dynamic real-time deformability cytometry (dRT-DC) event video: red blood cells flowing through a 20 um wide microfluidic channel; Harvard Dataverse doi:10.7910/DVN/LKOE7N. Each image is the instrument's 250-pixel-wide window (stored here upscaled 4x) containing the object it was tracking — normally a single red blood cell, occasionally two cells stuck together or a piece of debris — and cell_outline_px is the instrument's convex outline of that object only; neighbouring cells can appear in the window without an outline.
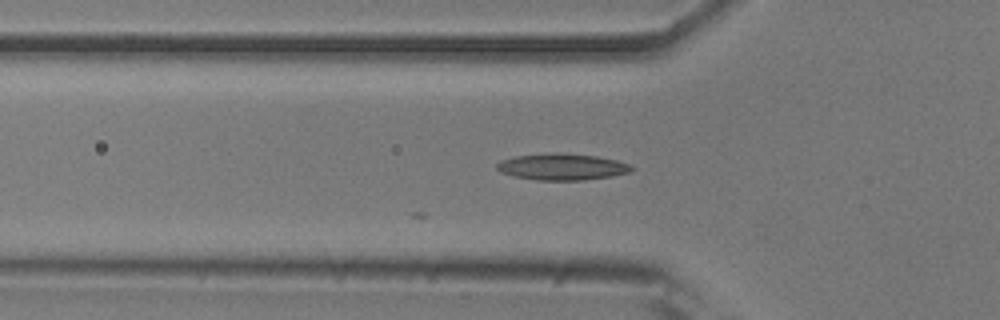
{"species": "common noctule bat (a hibernating species)", "species_latin": "Nyctalus noctula", "temperature_condition": "room temperature", "stored_images_in_passage": 19, "camera_frame_rate_fps": 3000, "um_per_image_px": 0.085, "animal": {"sex": "male", "body_mass_g": 20.5, "forearm_length_mm": 52.5}, "frame": {"image": 1, "passage_image": 3, "time_ms": 0.667, "image_size_px": [1000, 320], "cell_outline_px": [[632, 168], [628, 172], [612, 176], [584, 180], [536, 180], [512, 176], [500, 172], [496, 168], [496, 164], [500, 160], [516, 156], [596, 156], [616, 160], [628, 164]], "centroid_in_image_um": [47.74, 14.24], "position_along_channel_um": 78.1, "area_um2": 19.54}}
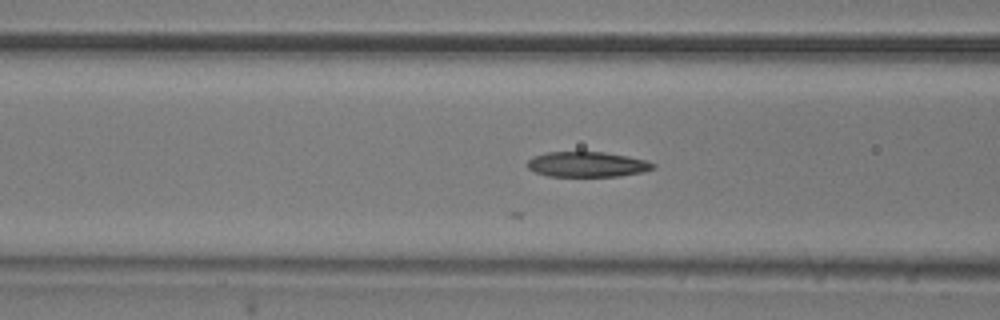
{"frame": {"image": 2, "passage_image": 6, "time_ms": 1.667, "image_size_px": [1000, 320], "cell_outline_px": [[656, 168], [644, 172], [620, 176], [548, 176], [536, 172], [528, 168], [524, 164], [532, 156], [548, 152], [604, 152], [644, 160], [656, 164]], "centroid_in_image_um": [49.88, 13.97], "position_along_channel_um": 116.7, "area_um2": 18.5}}
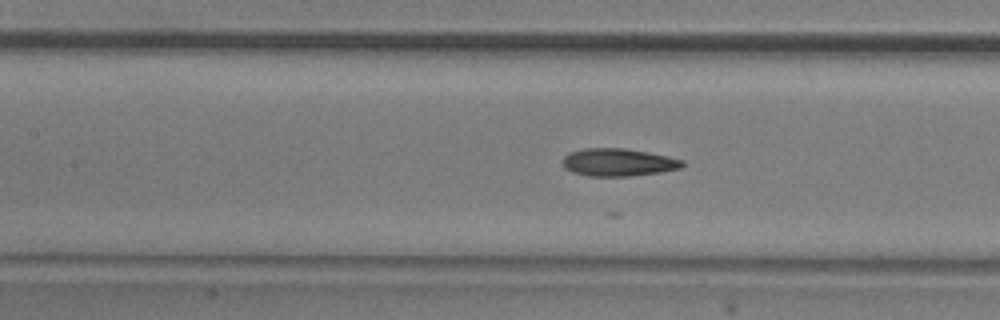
{"frame": {"image": 3, "passage_image": 9, "time_ms": 2.667, "image_size_px": [1000, 320], "cell_outline_px": [[684, 164], [680, 168], [660, 172], [632, 176], [588, 176], [572, 172], [564, 168], [560, 160], [564, 156], [572, 152], [584, 148], [624, 148], [668, 156], [684, 160]], "centroid_in_image_um": [52.52, 13.8], "position_along_channel_um": 154.9, "area_um2": 19.36}}